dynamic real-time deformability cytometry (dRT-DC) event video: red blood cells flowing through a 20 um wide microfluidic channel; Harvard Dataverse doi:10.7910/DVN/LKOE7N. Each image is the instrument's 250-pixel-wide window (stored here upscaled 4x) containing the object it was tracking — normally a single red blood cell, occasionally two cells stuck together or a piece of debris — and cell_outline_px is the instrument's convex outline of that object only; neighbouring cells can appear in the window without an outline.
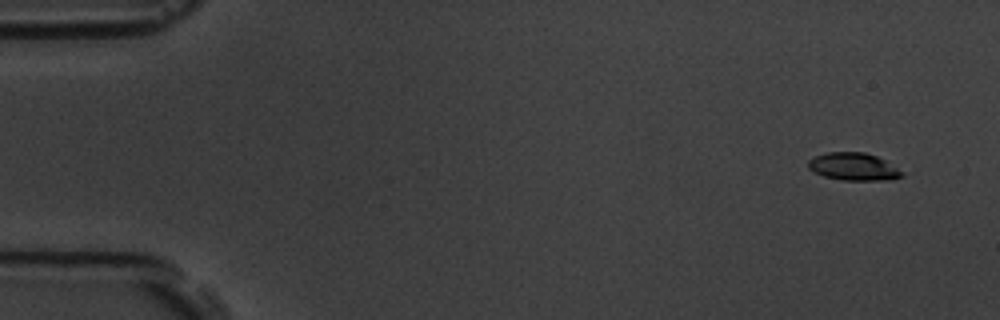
{"species": "common noctule bat (a hibernating species)", "species_latin": "Nyctalus noctula", "temperature_condition": "room temperature", "stored_images_in_passage": 5, "camera_frame_rate_fps": 3000, "um_per_image_px": 0.085, "animal": {"sex": "male", "body_mass_g": 19.5, "forearm_length_mm": 54.6}, "frame": {"image": 1, "passage_image": 1, "time_ms": 0.0, "image_size_px": [1000, 320], "cell_outline_px": [[904, 176], [892, 180], [840, 180], [824, 176], [808, 168], [808, 160], [816, 156], [828, 152], [864, 152], [876, 156], [884, 160], [904, 172]], "centroid_in_image_um": [72.58, 14.17], "position_along_channel_um": 12.4, "area_um2": 15.03}}
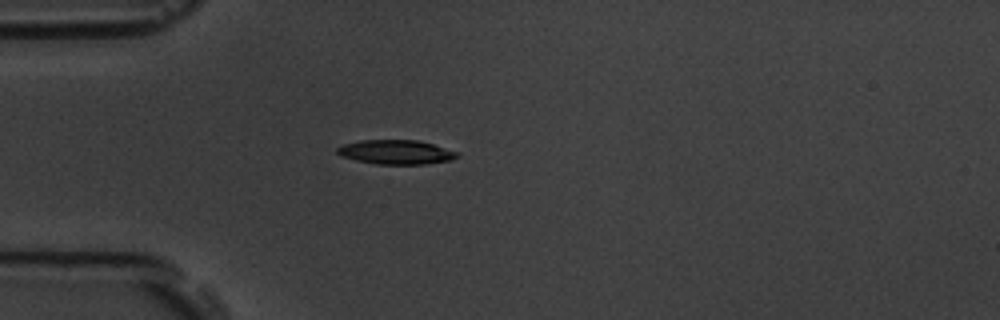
{"frame": {"image": 2, "passage_image": 5, "time_ms": 4.333, "image_size_px": [1000, 320], "cell_outline_px": [[460, 156], [452, 160], [424, 164], [376, 164], [356, 160], [340, 156], [336, 152], [336, 148], [344, 144], [360, 140], [416, 140], [432, 144], [460, 152]], "centroid_in_image_um": [33.67, 12.93], "position_along_channel_um": 51.3, "area_um2": 17.05}}